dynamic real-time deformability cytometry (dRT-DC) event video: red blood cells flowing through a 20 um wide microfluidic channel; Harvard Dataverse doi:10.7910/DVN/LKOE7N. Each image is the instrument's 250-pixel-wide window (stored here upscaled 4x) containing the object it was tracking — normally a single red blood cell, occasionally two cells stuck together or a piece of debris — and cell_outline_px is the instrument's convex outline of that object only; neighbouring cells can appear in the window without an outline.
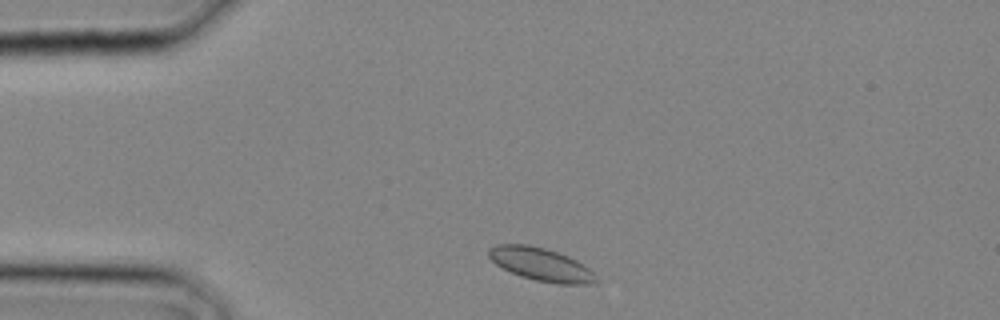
{"species": "common noctule bat (a hibernating species)", "species_latin": "Nyctalus noctula", "temperature_condition": "cold", "stored_images_in_passage": 2, "camera_frame_rate_fps": 3000, "um_per_image_px": 0.085, "animal": {"sex": "male", "body_mass_g": 20.4}, "frame": {"image": 1, "passage_image": 1, "time_ms": 0.0, "image_size_px": [1000, 320], "cell_outline_px": [[600, 280], [592, 284], [556, 284], [536, 280], [520, 276], [496, 264], [488, 256], [488, 248], [496, 244], [528, 244], [544, 248], [568, 256], [584, 264]], "centroid_in_image_um": [45.99, 22.47], "position_along_channel_um": 39.0, "area_um2": 20.63}}